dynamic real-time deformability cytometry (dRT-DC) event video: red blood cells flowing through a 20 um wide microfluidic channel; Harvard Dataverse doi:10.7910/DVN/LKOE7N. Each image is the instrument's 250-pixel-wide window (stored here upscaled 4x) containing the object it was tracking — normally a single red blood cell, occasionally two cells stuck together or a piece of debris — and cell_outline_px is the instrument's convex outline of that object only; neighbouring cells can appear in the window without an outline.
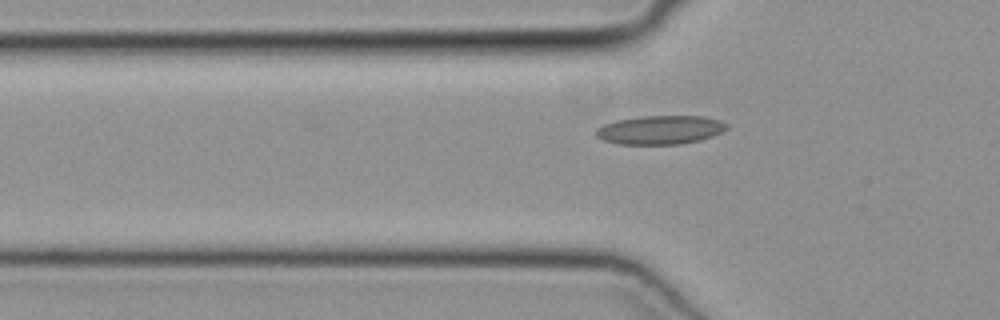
{"species": "common noctule bat (a hibernating species)", "species_latin": "Nyctalus noctula", "temperature_condition": "cold", "stored_images_in_passage": 40, "camera_frame_rate_fps": 3000, "um_per_image_px": 0.085, "animal": {"sex": "female", "body_mass_g": 19.3, "forearm_length_mm": 54.1}, "frame": {"image": 1, "passage_image": 9, "time_ms": 2.667, "image_size_px": [1000, 320], "cell_outline_px": [[728, 128], [712, 136], [700, 140], [680, 144], [620, 144], [604, 140], [596, 136], [592, 132], [596, 128], [604, 124], [616, 120], [644, 116], [704, 116], [720, 120], [728, 124]], "centroid_in_image_um": [56.1, 11.03], "position_along_channel_um": 69.7, "area_um2": 21.96}}
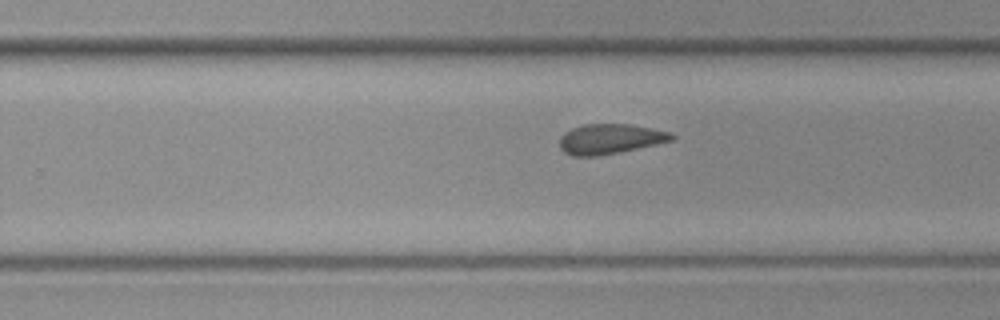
{"frame": {"image": 2, "passage_image": 24, "time_ms": 7.667, "image_size_px": [1000, 320], "cell_outline_px": [[676, 140], [596, 156], [572, 156], [564, 152], [560, 148], [560, 136], [564, 132], [572, 128], [584, 124], [628, 124], [672, 132], [676, 136]], "centroid_in_image_um": [51.86, 11.8], "position_along_channel_um": 277.9, "area_um2": 19.54}}
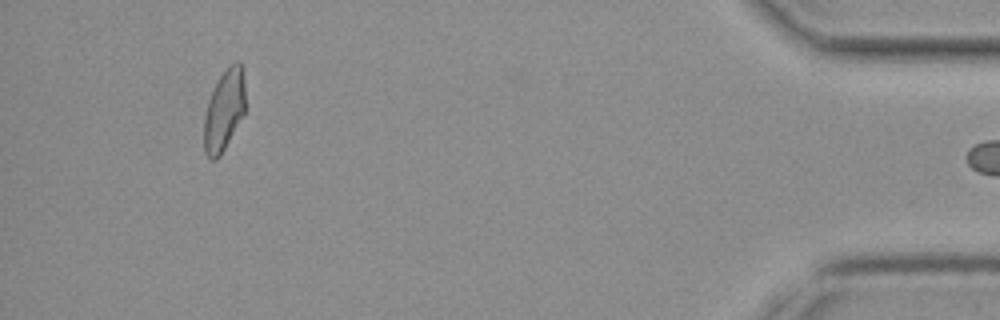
{"frame": {"image": 3, "passage_image": 39, "time_ms": 12.667, "image_size_px": [1000, 320], "cell_outline_px": [[244, 112], [220, 156], [216, 160], [212, 160], [204, 152], [204, 116], [208, 100], [224, 68], [228, 64], [236, 60], [240, 60], [244, 80]], "centroid_in_image_um": [19.03, 9.33], "position_along_channel_um": 416.2, "area_um2": 19.36}}